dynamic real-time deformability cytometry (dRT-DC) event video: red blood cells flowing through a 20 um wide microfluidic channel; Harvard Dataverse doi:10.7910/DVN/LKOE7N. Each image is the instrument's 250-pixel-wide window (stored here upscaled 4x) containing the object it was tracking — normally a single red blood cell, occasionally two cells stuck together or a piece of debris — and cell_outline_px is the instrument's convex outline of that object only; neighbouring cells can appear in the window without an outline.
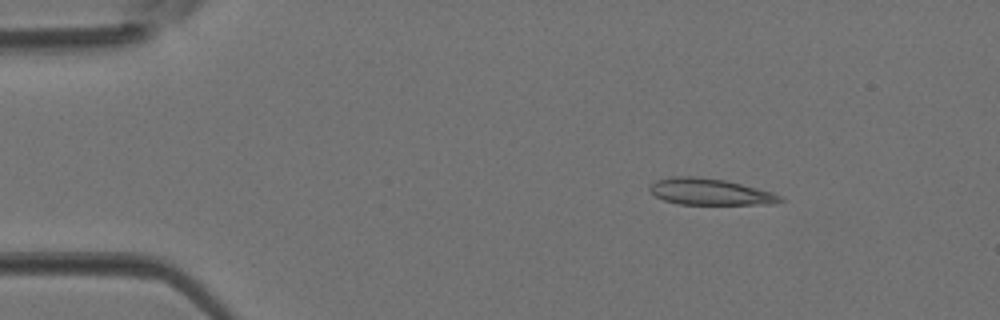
{"species": "Egyptian fruit bat (a non-hibernating species)", "species_latin": "Rousettus aegyptiacus", "temperature_condition": "room temperature", "stored_images_in_passage": 3, "camera_frame_rate_fps": 3000, "um_per_image_px": 0.085, "animal": {"sex": "female"}, "frame": {"image": 1, "passage_image": 2, "time_ms": 0.333, "image_size_px": [1000, 320], "cell_outline_px": [[784, 200], [772, 204], [680, 204], [664, 200], [656, 196], [648, 188], [656, 180], [668, 176], [696, 176], [724, 180], [772, 192], [780, 196]], "centroid_in_image_um": [60.31, 16.29], "position_along_channel_um": 24.7, "area_um2": 19.88}}